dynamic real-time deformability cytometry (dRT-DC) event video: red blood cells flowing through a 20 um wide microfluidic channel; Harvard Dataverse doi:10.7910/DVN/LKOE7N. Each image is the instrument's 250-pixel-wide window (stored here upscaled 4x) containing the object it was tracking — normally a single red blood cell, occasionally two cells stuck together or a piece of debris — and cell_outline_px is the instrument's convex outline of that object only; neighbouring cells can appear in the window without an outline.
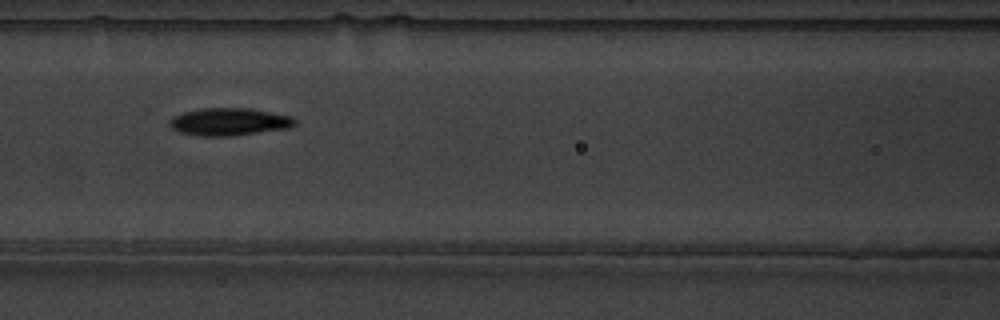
{"species": "common noctule bat (a hibernating species)", "species_latin": "Nyctalus noctula", "temperature_condition": "warm", "stored_images_in_passage": 6, "camera_frame_rate_fps": 3000, "um_per_image_px": 0.085, "animal": {"sex": "male", "body_mass_g": 19.5, "forearm_length_mm": 54.6}, "frame": {"image": 1, "passage_image": 4, "time_ms": 1.0, "image_size_px": [1000, 320], "cell_outline_px": [[296, 124], [292, 128], [236, 136], [196, 136], [180, 132], [172, 128], [168, 124], [168, 120], [172, 116], [184, 112], [200, 108], [252, 108], [292, 116], [296, 120]], "centroid_in_image_um": [19.51, 10.36], "position_along_channel_um": 147.1, "area_um2": 20.63}}
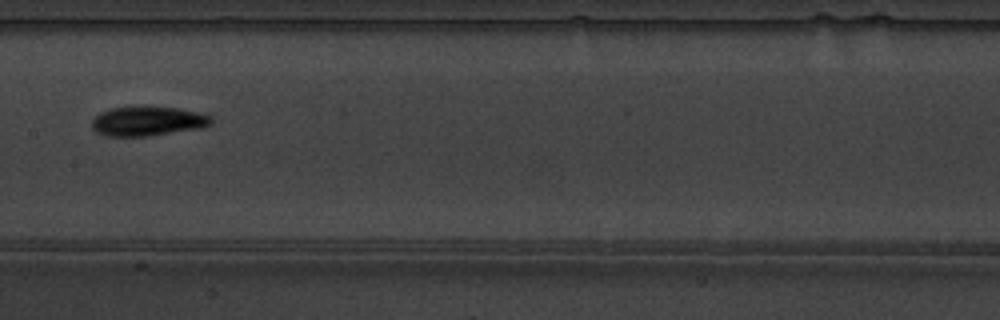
{"frame": {"image": 2, "passage_image": 5, "time_ms": 1.333, "image_size_px": [1000, 320], "cell_outline_px": [[212, 124], [204, 128], [148, 136], [104, 136], [96, 132], [92, 128], [92, 120], [100, 112], [112, 108], [180, 108], [212, 116]], "centroid_in_image_um": [12.58, 10.33], "position_along_channel_um": 194.8, "area_um2": 20.23}}
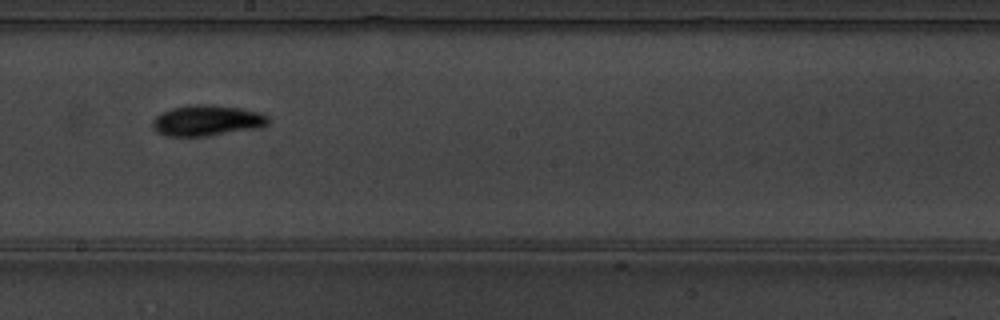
{"frame": {"image": 3, "passage_image": 6, "time_ms": 1.667, "image_size_px": [1000, 320], "cell_outline_px": [[268, 124], [260, 128], [208, 136], [168, 136], [156, 132], [152, 128], [152, 120], [160, 112], [172, 108], [188, 104], [208, 104], [244, 108], [260, 112], [268, 116]], "centroid_in_image_um": [17.58, 10.23], "position_along_channel_um": 230.6, "area_um2": 21.15}}